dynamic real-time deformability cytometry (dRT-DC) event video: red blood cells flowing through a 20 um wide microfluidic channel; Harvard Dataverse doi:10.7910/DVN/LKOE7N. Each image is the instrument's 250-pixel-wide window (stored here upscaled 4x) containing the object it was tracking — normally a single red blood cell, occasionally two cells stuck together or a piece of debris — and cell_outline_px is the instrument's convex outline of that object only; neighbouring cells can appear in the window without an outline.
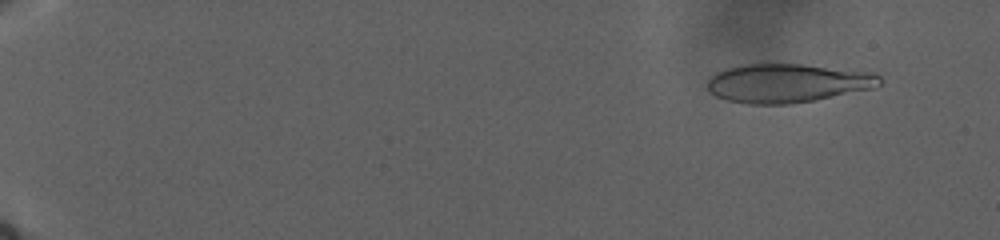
{"species": "human", "species_latin": "Homo sapiens", "temperature_condition": "warm", "stored_images_in_passage": 118, "camera_frame_rate_fps": 3000, "um_per_image_px": 0.085, "donor": {"sex": "male"}, "frame": {"image": 1, "passage_image": 12, "time_ms": 3.333, "image_size_px": [1000, 240], "cell_outline_px": [[884, 80], [876, 88], [812, 100], [788, 104], [748, 104], [728, 100], [716, 96], [708, 88], [708, 80], [716, 72], [728, 68], [744, 64], [804, 64], [872, 72], [880, 76]], "centroid_in_image_um": [66.98, 7.06], "position_along_channel_um": 18.0, "area_um2": 38.84}}
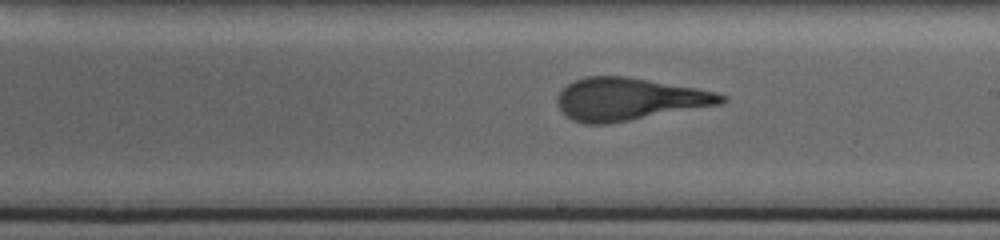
{"frame": {"image": 2, "passage_image": 76, "time_ms": 24.333, "image_size_px": [1000, 240], "cell_outline_px": [[728, 100], [724, 104], [608, 124], [584, 124], [572, 120], [556, 104], [556, 96], [568, 84], [584, 76], [628, 76], [696, 88], [716, 92], [728, 96]], "centroid_in_image_um": [53.5, 8.43], "position_along_channel_um": 235.5, "area_um2": 40.86}}
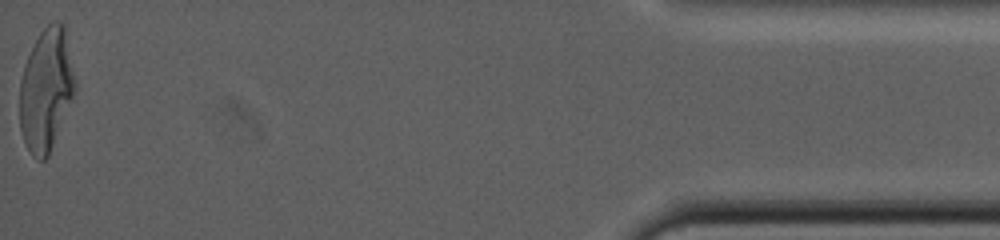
{"frame": {"image": 3, "passage_image": 118, "time_ms": 38.333, "image_size_px": [1000, 240], "cell_outline_px": [[76, 92], [48, 156], [44, 160], [36, 160], [32, 156], [24, 144], [20, 128], [20, 80], [24, 64], [40, 32], [52, 20], [56, 20], [64, 24], [76, 80]], "centroid_in_image_um": [3.93, 7.64], "position_along_channel_um": 431.3, "area_um2": 39.82}}